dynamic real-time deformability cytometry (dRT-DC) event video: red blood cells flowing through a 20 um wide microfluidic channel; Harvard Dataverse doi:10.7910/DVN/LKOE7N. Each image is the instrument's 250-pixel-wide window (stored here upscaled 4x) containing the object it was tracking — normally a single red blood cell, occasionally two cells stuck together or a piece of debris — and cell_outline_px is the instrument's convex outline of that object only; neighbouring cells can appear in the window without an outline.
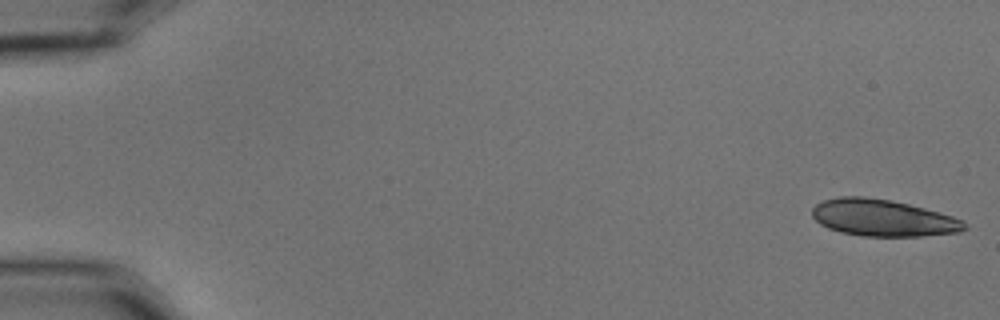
{"species": "common noctule bat (a hibernating species)", "species_latin": "Nyctalus noctula", "temperature_condition": "cold", "stored_images_in_passage": 21, "camera_frame_rate_fps": 3000, "um_per_image_px": 0.085, "animal": {"sex": "male", "body_mass_g": 15.6}, "frame": {"image": 1, "passage_image": 1, "time_ms": 0.0, "image_size_px": [1000, 320], "cell_outline_px": [[968, 228], [960, 232], [920, 236], [860, 236], [840, 232], [828, 228], [820, 224], [812, 216], [812, 208], [816, 204], [824, 200], [840, 196], [864, 196], [888, 200], [908, 204], [924, 208], [952, 216], [964, 220], [968, 224]], "centroid_in_image_um": [75.05, 18.52], "position_along_channel_um": 9.9, "area_um2": 32.71}}